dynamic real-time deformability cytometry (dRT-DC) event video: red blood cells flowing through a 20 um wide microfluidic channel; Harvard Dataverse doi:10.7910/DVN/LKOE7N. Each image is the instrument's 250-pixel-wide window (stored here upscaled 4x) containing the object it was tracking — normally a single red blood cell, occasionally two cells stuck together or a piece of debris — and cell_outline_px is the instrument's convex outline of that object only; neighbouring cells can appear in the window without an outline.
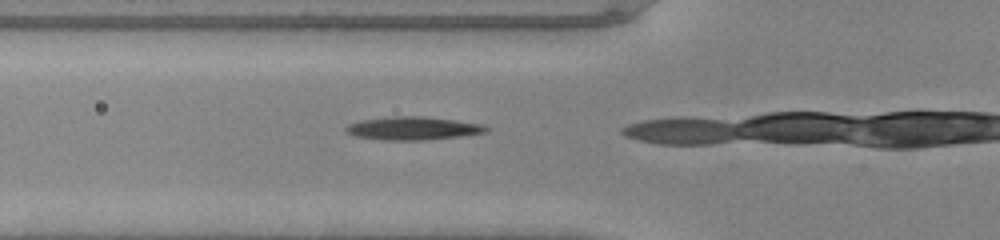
{"species": "common noctule bat (a hibernating species)", "species_latin": "Nyctalus noctula", "temperature_condition": "warm", "stored_images_in_passage": 3, "camera_frame_rate_fps": 3000, "um_per_image_px": 0.085, "animal": {"sex": "male", "body_mass_g": 20.0, "forearm_length_mm": 53.3}, "frame": {"image": 1, "passage_image": 2, "time_ms": 0.333, "image_size_px": [1000, 240], "cell_outline_px": [[488, 132], [460, 136], [424, 140], [384, 140], [356, 136], [348, 132], [344, 128], [348, 124], [364, 120], [392, 116], [424, 116], [456, 120], [484, 124], [488, 128]], "centroid_in_image_um": [35.15, 10.9], "position_along_channel_um": 90.7, "area_um2": 18.84}}